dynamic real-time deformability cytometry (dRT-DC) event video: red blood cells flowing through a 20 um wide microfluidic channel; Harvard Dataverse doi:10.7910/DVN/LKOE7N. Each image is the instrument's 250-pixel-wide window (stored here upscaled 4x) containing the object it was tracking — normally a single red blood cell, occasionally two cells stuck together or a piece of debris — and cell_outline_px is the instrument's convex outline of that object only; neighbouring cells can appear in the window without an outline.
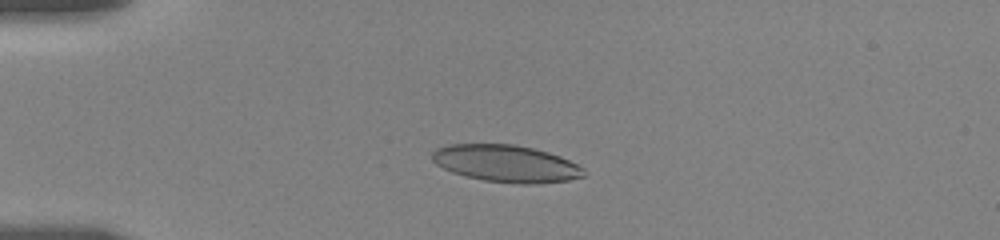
{"species": "human", "species_latin": "Homo sapiens", "temperature_condition": "room temperature", "stored_images_in_passage": 10, "camera_frame_rate_fps": 3000, "um_per_image_px": 0.085, "donor": {"sex": "female"}, "frame": {"image": 1, "passage_image": 4, "time_ms": 3.667, "image_size_px": [1000, 240], "cell_outline_px": [[584, 176], [568, 180], [536, 184], [524, 184], [484, 180], [452, 172], [436, 164], [432, 160], [432, 152], [436, 148], [448, 144], [516, 144], [548, 152], [560, 156], [584, 168]], "centroid_in_image_um": [43.01, 13.89], "position_along_channel_um": 42.0, "area_um2": 32.6}}
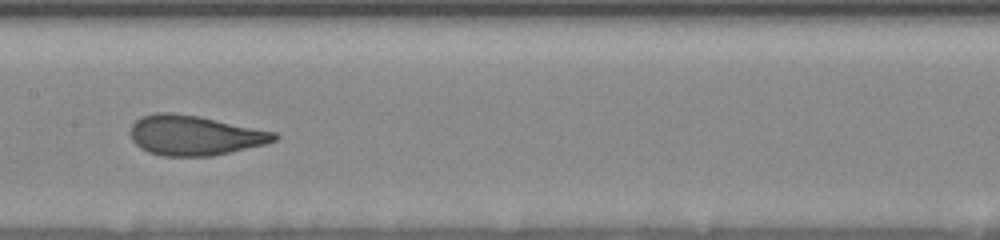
{"frame": {"image": 2, "passage_image": 9, "time_ms": 8.667, "image_size_px": [1000, 240], "cell_outline_px": [[280, 136], [276, 140], [264, 144], [212, 156], [160, 156], [148, 152], [140, 148], [132, 140], [128, 132], [132, 124], [140, 116], [156, 112], [172, 112], [200, 116], [276, 132]], "centroid_in_image_um": [16.49, 11.49], "position_along_channel_um": 190.9, "area_um2": 33.76}}
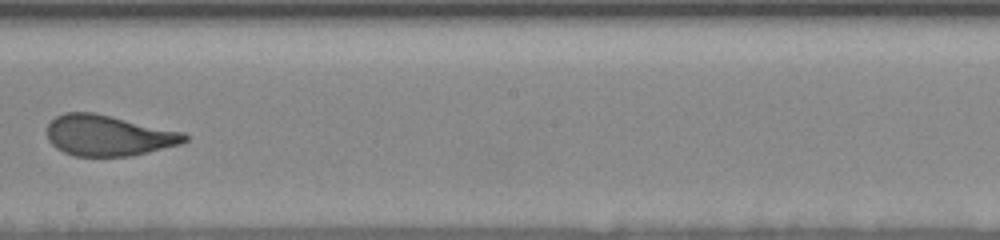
{"frame": {"image": 3, "passage_image": 10, "time_ms": 10.0, "image_size_px": [1000, 240], "cell_outline_px": [[188, 140], [180, 144], [128, 156], [76, 156], [64, 152], [56, 148], [48, 140], [48, 124], [56, 116], [64, 112], [96, 112], [184, 132], [188, 136]], "centroid_in_image_um": [9.2, 11.5], "position_along_channel_um": 239.0, "area_um2": 32.66}}